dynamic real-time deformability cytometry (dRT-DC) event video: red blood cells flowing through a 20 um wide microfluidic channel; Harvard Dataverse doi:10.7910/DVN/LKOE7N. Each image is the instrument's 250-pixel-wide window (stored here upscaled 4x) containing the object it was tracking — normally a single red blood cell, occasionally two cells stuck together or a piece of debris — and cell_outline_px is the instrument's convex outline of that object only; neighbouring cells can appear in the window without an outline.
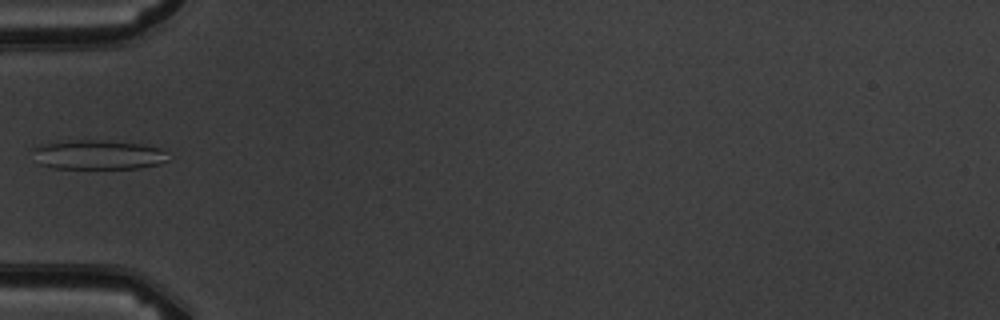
{"species": "common noctule bat (a hibernating species)", "species_latin": "Nyctalus noctula", "temperature_condition": "warm", "stored_images_in_passage": 7, "camera_frame_rate_fps": 3000, "um_per_image_px": 0.085, "animal": {"sex": "male", "body_mass_g": 19.5, "forearm_length_mm": 54.6}, "frame": {"image": 1, "passage_image": 6, "time_ms": 5.667, "image_size_px": [1000, 320], "cell_outline_px": [[168, 160], [160, 164], [140, 168], [52, 168], [40, 164], [32, 148], [36, 144], [76, 140], [96, 140], [140, 144], [160, 148], [168, 152]], "centroid_in_image_um": [8.35, 13.15], "position_along_channel_um": 76.6, "area_um2": 23.18}}